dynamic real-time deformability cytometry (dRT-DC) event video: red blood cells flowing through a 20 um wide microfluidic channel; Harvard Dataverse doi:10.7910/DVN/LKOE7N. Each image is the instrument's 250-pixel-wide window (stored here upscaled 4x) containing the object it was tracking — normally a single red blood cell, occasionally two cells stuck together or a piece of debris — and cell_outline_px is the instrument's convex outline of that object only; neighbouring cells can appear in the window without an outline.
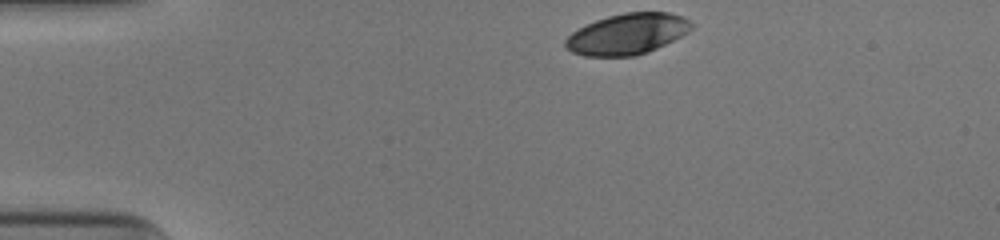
{"species": "human", "species_latin": "Homo sapiens", "temperature_condition": "cold", "stored_images_in_passage": 34, "camera_frame_rate_fps": 3000, "um_per_image_px": 0.085, "donor": {"sex": "male"}, "frame": {"image": 1, "passage_image": 1, "time_ms": 0.0, "image_size_px": [1000, 240], "cell_outline_px": [[692, 28], [688, 32], [648, 52], [636, 56], [584, 56], [572, 52], [564, 48], [564, 40], [572, 32], [596, 20], [608, 16], [624, 12], [668, 12], [680, 16], [688, 20], [692, 24]], "centroid_in_image_um": [53.28, 2.9], "position_along_channel_um": 31.7, "area_um2": 29.82}}
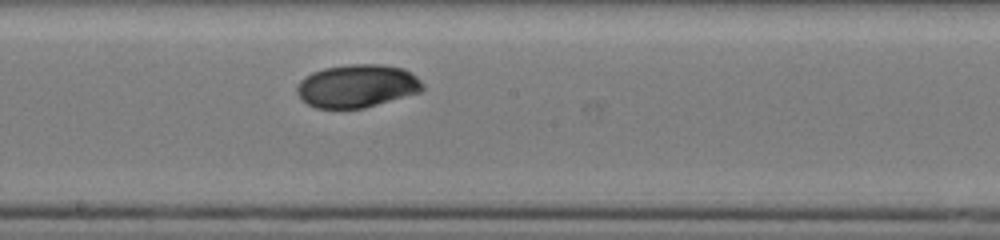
{"frame": {"image": 2, "passage_image": 20, "time_ms": 6.333, "image_size_px": [1000, 240], "cell_outline_px": [[424, 88], [420, 92], [364, 108], [316, 108], [308, 104], [296, 92], [296, 88], [300, 80], [304, 76], [312, 72], [324, 68], [348, 64], [380, 64], [404, 68], [412, 72], [424, 84]], "centroid_in_image_um": [30.36, 7.29], "position_along_channel_um": 217.8, "area_um2": 31.62}}
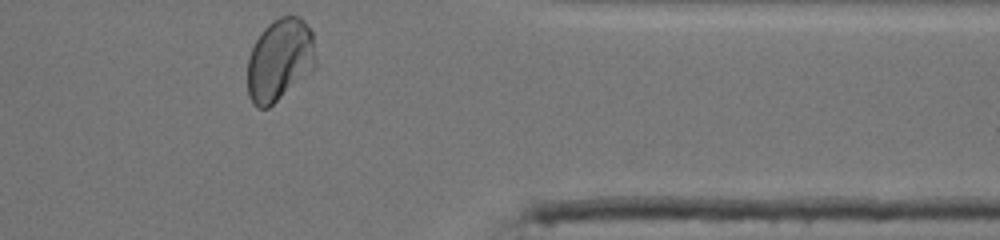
{"frame": {"image": 3, "passage_image": 34, "time_ms": 11.0, "image_size_px": [1000, 240], "cell_outline_px": [[316, 68], [312, 72], [268, 108], [256, 108], [252, 104], [248, 96], [248, 56], [260, 32], [272, 20], [280, 16], [300, 16], [304, 20], [312, 32], [316, 56]], "centroid_in_image_um": [23.79, 5.09], "position_along_channel_um": 387.6, "area_um2": 33.23}, "authors_computed_cell_mechanics": {"area_um2": 31.1831, "velocity_mm_per_s": 3.9122, "shape_relaxation_time_tau1_ms": 4.3457, "shape_relaxation_time_tau2_ms": 3.7738, "deformation_change_tau1": 0.1618, "deformation_change_tau2": 0.0124}}